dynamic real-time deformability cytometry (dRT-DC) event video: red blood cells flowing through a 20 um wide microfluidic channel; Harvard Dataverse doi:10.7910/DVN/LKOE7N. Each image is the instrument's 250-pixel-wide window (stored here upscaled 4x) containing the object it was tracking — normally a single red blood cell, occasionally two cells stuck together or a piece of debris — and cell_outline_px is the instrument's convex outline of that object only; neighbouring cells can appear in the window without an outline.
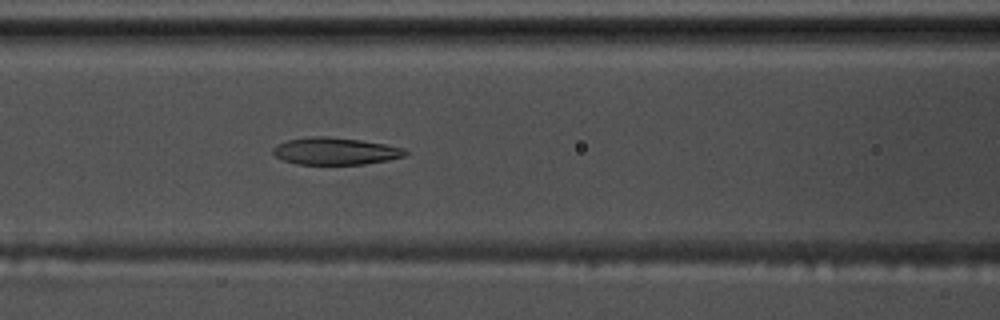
{"species": "common noctule bat (a hibernating species)", "species_latin": "Nyctalus noctula", "temperature_condition": "warm", "stored_images_in_passage": 41, "camera_frame_rate_fps": 3000, "um_per_image_px": 0.085, "animal": {"sex": "male", "body_mass_g": 17.5, "forearm_length_mm": 52.3}, "frame": {"image": 1, "passage_image": 8, "time_ms": 2.333, "image_size_px": [1000, 320], "cell_outline_px": [[408, 152], [404, 156], [388, 160], [364, 164], [296, 164], [284, 160], [276, 156], [272, 152], [272, 148], [288, 140], [308, 136], [328, 136], [360, 140], [384, 144], [404, 148]], "centroid_in_image_um": [28.5, 12.84], "position_along_channel_um": 138.1, "area_um2": 20.81}}
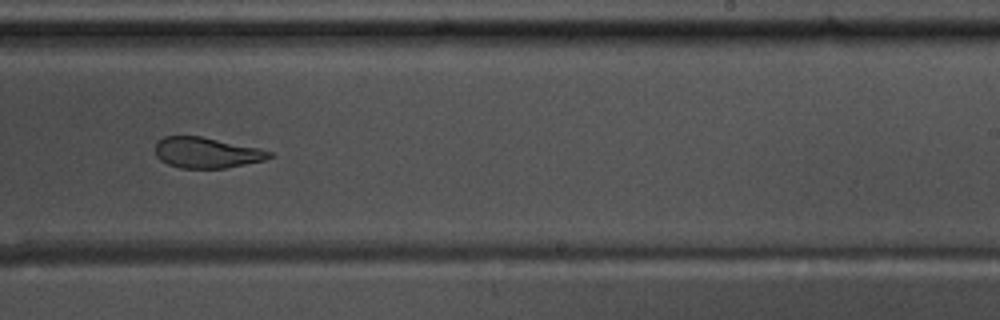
{"frame": {"image": 2, "passage_image": 19, "time_ms": 6.0, "image_size_px": [1000, 320], "cell_outline_px": [[272, 156], [264, 160], [228, 168], [180, 168], [168, 164], [160, 160], [156, 156], [156, 140], [164, 136], [200, 136], [260, 148], [272, 152]], "centroid_in_image_um": [17.55, 12.98], "position_along_channel_um": 271.5, "area_um2": 20.46}}
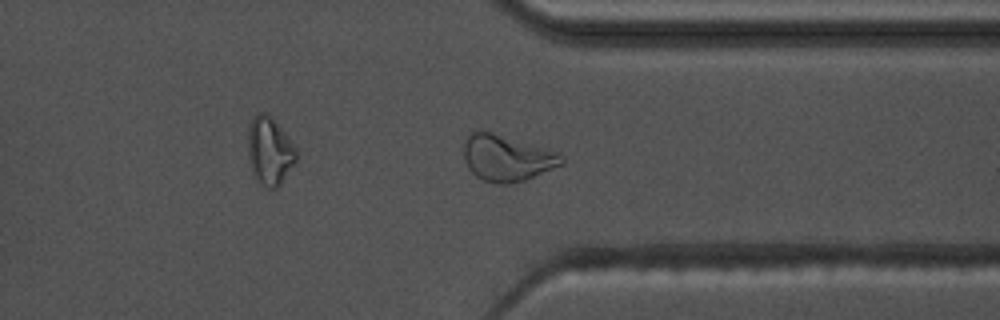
{"frame": {"image": 3, "passage_image": 27, "time_ms": 8.667, "image_size_px": [1000, 320], "cell_outline_px": [[564, 164], [524, 180], [508, 184], [500, 184], [484, 180], [476, 176], [468, 168], [464, 156], [464, 140], [472, 132], [492, 132], [556, 152], [564, 156]], "centroid_in_image_um": [43.08, 13.45], "position_along_channel_um": 368.3, "area_um2": 25.84}, "authors_computed_cell_mechanics": {"area_um2": 21.964, "velocity_mm_per_s": 3.6553, "shape_relaxation_time_tau1_ms": 6.1997, "shape_relaxation_time_tau2_ms": 2.3042, "deformation_change_tau1": 0.2051, "deformation_change_tau2": 0.11}}